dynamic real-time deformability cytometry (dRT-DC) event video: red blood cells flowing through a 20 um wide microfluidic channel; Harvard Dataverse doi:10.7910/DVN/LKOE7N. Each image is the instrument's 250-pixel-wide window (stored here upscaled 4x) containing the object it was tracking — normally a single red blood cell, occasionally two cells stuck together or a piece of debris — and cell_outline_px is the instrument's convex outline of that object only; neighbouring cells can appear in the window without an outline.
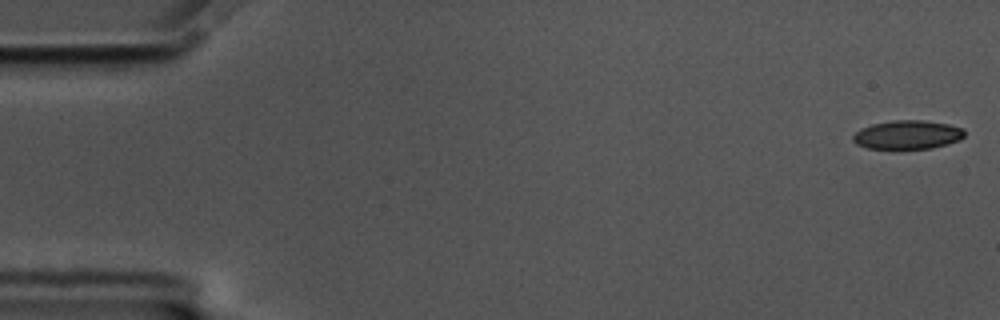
{"species": "common noctule bat (a hibernating species)", "species_latin": "Nyctalus noctula", "temperature_condition": "cold", "stored_images_in_passage": 57, "camera_frame_rate_fps": 3000, "um_per_image_px": 0.085, "animal": {"sex": "male", "body_mass_g": 17.5, "forearm_length_mm": 52.3}, "frame": {"image": 1, "passage_image": 1, "time_ms": 0.0, "image_size_px": [1000, 320], "cell_outline_px": [[964, 136], [960, 140], [948, 144], [932, 148], [868, 148], [856, 144], [852, 140], [852, 136], [860, 128], [872, 124], [892, 120], [924, 120], [948, 124], [964, 128]], "centroid_in_image_um": [77.14, 11.44], "position_along_channel_um": 7.9, "area_um2": 18.73}}
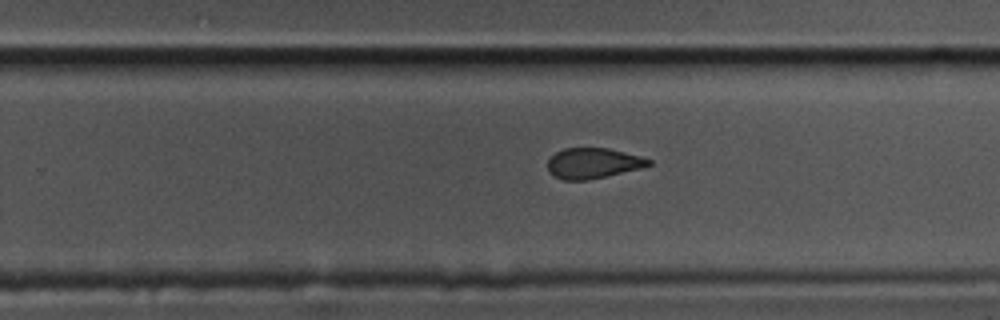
{"frame": {"image": 2, "passage_image": 36, "time_ms": 11.667, "image_size_px": [1000, 320], "cell_outline_px": [[652, 164], [640, 168], [588, 180], [564, 180], [548, 172], [548, 160], [556, 152], [564, 148], [608, 148], [640, 156], [652, 160]], "centroid_in_image_um": [50.4, 13.87], "position_along_channel_um": 279.4, "area_um2": 17.74}}
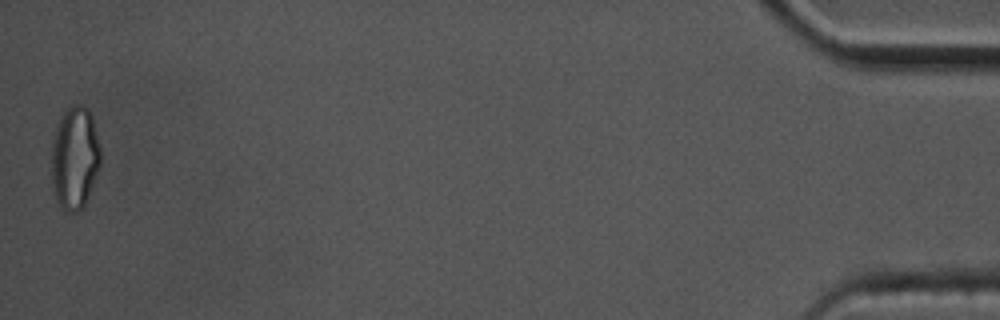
{"frame": {"image": 3, "passage_image": 57, "time_ms": 18.667, "image_size_px": [1000, 320], "cell_outline_px": [[100, 164], [88, 196], [84, 204], [76, 212], [64, 212], [56, 200], [52, 180], [52, 140], [60, 116], [68, 108], [76, 104], [84, 104], [88, 108], [92, 116], [100, 148]], "centroid_in_image_um": [6.34, 13.4], "position_along_channel_um": 428.9, "area_um2": 29.25}, "authors_computed_cell_mechanics": {"area_um2": 19.652, "velocity_mm_per_s": 3.492, "shape_relaxation_time_tau1_ms": null, "shape_relaxation_time_tau2_ms": 3.7956, "deformation_change_tau1": null, "deformation_change_tau2": 0.0786}}